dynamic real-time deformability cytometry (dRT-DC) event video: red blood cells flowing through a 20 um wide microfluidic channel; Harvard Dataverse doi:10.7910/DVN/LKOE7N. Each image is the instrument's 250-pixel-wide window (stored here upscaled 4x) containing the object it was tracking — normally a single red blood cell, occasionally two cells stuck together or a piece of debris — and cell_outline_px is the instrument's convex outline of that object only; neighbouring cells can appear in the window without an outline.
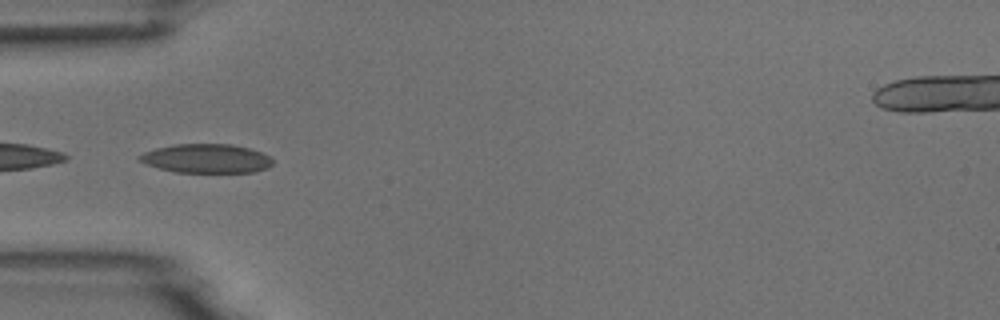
{"species": "common noctule bat (a hibernating species)", "species_latin": "Nyctalus noctula", "temperature_condition": "room temperature", "stored_images_in_passage": 7, "camera_frame_rate_fps": 3000, "um_per_image_px": 0.085, "animal": {"sex": "male", "body_mass_g": 18.8}, "frame": {"image": 1, "passage_image": 4, "time_ms": 3.333, "image_size_px": [1000, 320], "cell_outline_px": [[272, 164], [268, 168], [256, 172], [176, 172], [160, 168], [148, 164], [140, 160], [136, 156], [144, 152], [156, 148], [172, 144], [232, 144], [248, 148], [260, 152], [268, 156], [272, 160]], "centroid_in_image_um": [17.54, 13.47], "position_along_channel_um": 67.5, "area_um2": 22.37}}